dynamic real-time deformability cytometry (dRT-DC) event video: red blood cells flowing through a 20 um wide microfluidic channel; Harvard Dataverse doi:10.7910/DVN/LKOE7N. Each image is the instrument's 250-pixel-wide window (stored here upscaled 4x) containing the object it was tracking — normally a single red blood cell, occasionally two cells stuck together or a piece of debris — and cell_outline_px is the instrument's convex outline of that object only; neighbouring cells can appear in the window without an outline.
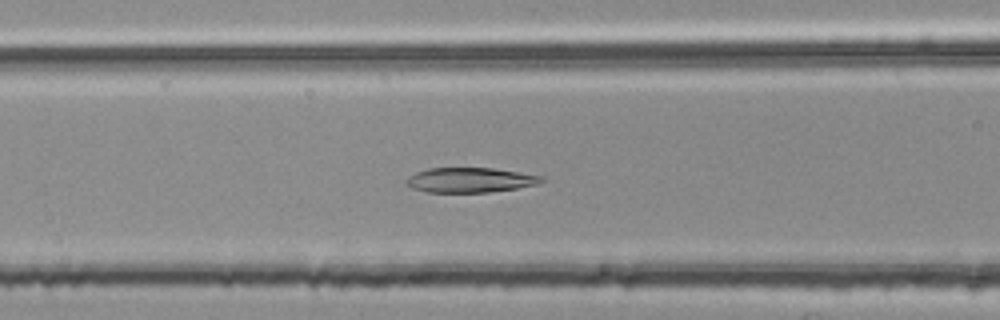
{"species": "common noctule bat (a hibernating species)", "species_latin": "Nyctalus noctula", "temperature_condition": "room temperature", "stored_images_in_passage": 51, "segment_of_instrument_passage": [2, 2], "camera_frame_rate_fps": 3000, "um_per_image_px": 0.085, "animal": {"sex": "female", "body_mass_g": 25.1}, "frame": {"image": 1, "passage_image": 20, "time_ms": 6.333, "image_size_px": [1000, 320], "cell_outline_px": [[544, 180], [536, 184], [516, 188], [488, 192], [428, 192], [412, 188], [404, 184], [404, 180], [408, 176], [416, 172], [428, 168], [492, 168], [544, 176]], "centroid_in_image_um": [39.9, 15.3], "position_along_channel_um": 126.7, "area_um2": 19.54}}
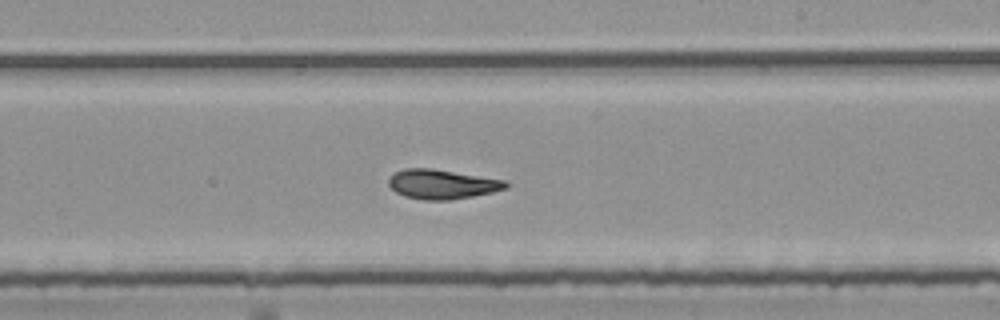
{"frame": {"image": 2, "passage_image": 30, "time_ms": 9.667, "image_size_px": [1000, 320], "cell_outline_px": [[508, 188], [492, 192], [472, 196], [448, 200], [424, 200], [404, 196], [396, 192], [388, 184], [388, 180], [392, 172], [404, 168], [432, 168], [504, 180], [508, 184]], "centroid_in_image_um": [37.53, 15.65], "position_along_channel_um": 251.5, "area_um2": 20.11}}
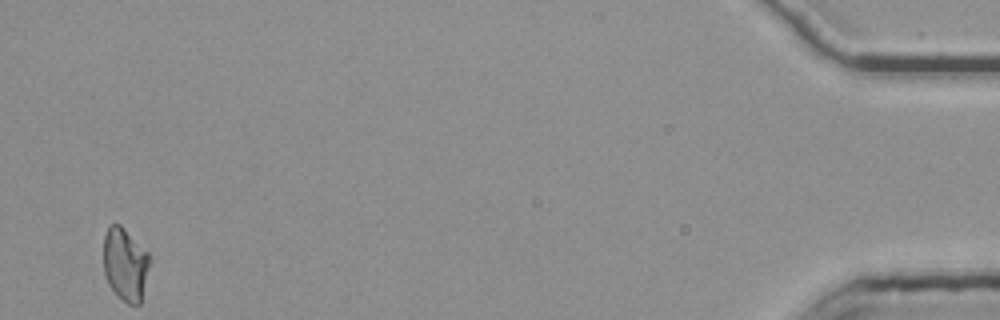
{"frame": {"image": 3, "passage_image": 51, "time_ms": 16.667, "image_size_px": [1000, 320], "cell_outline_px": [[152, 260], [140, 304], [128, 304], [116, 296], [108, 284], [104, 276], [104, 236], [108, 224], [120, 224], [152, 256]], "centroid_in_image_um": [10.66, 22.47], "position_along_channel_um": 424.5, "area_um2": 20.11}}